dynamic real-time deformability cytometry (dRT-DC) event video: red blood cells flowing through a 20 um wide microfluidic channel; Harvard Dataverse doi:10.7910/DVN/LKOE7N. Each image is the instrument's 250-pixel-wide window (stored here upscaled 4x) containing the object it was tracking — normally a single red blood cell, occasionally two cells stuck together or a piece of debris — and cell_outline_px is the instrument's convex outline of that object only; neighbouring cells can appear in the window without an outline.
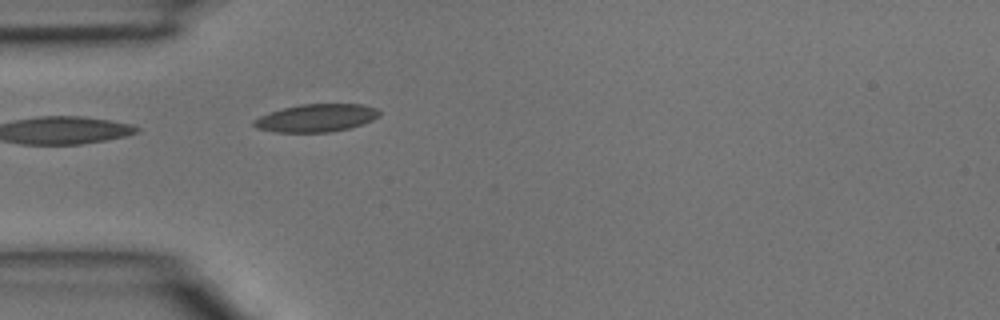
{"species": "common noctule bat (a hibernating species)", "species_latin": "Nyctalus noctula", "temperature_condition": "room temperature", "stored_images_in_passage": 4, "camera_frame_rate_fps": 3000, "um_per_image_px": 0.085, "animal": {"sex": "male", "body_mass_g": 15.6}, "frame": {"image": 1, "passage_image": 4, "time_ms": 1.0, "image_size_px": [1000, 320], "cell_outline_px": [[380, 116], [372, 120], [352, 128], [332, 132], [276, 132], [256, 128], [252, 124], [252, 120], [260, 116], [284, 108], [300, 104], [364, 104], [376, 108], [380, 112]], "centroid_in_image_um": [26.91, 10.03], "position_along_channel_um": 58.1, "area_um2": 20.4}}